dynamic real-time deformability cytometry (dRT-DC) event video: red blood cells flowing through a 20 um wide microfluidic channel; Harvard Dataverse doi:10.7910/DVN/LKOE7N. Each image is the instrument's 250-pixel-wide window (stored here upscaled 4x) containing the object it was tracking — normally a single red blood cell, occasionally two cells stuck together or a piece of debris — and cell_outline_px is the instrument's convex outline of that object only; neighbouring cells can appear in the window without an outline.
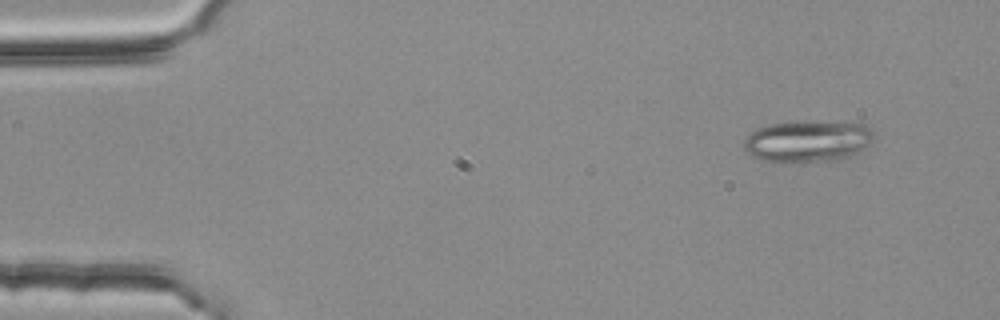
{"species": "common noctule bat (a hibernating species)", "species_latin": "Nyctalus noctula", "temperature_condition": "room temperature", "stored_images_in_passage": 3, "camera_frame_rate_fps": 3000, "um_per_image_px": 0.085, "animal": {"sex": "female", "body_mass_g": 25.1}, "frame": {"image": 1, "passage_image": 1, "time_ms": 0.0, "image_size_px": [1000, 320], "cell_outline_px": [[876, 136], [872, 144], [852, 156], [840, 160], [764, 160], [752, 156], [744, 152], [744, 140], [756, 128], [768, 124], [800, 120], [864, 124], [872, 128], [876, 132]], "centroid_in_image_um": [68.73, 11.96], "position_along_channel_um": 16.3, "area_um2": 31.67}}